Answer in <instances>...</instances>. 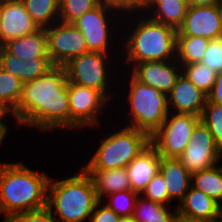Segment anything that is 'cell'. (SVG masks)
Returning <instances> with one entry per match:
<instances>
[{"mask_svg": "<svg viewBox=\"0 0 222 222\" xmlns=\"http://www.w3.org/2000/svg\"><path fill=\"white\" fill-rule=\"evenodd\" d=\"M77 175L54 180L47 188V208L56 222H85L99 202L90 175L81 168Z\"/></svg>", "mask_w": 222, "mask_h": 222, "instance_id": "3957f363", "label": "cell"}, {"mask_svg": "<svg viewBox=\"0 0 222 222\" xmlns=\"http://www.w3.org/2000/svg\"><path fill=\"white\" fill-rule=\"evenodd\" d=\"M207 100L211 103L222 105V72L216 75L215 83L207 94Z\"/></svg>", "mask_w": 222, "mask_h": 222, "instance_id": "f35d334b", "label": "cell"}, {"mask_svg": "<svg viewBox=\"0 0 222 222\" xmlns=\"http://www.w3.org/2000/svg\"><path fill=\"white\" fill-rule=\"evenodd\" d=\"M138 196L139 194L133 190L114 192L105 196V198L108 197L107 199L109 200L103 204H105L119 216L132 215Z\"/></svg>", "mask_w": 222, "mask_h": 222, "instance_id": "4dcf8cb0", "label": "cell"}, {"mask_svg": "<svg viewBox=\"0 0 222 222\" xmlns=\"http://www.w3.org/2000/svg\"><path fill=\"white\" fill-rule=\"evenodd\" d=\"M99 2L108 8L118 11V15L123 16L124 14L125 17H123V20L126 18V20H124L125 22L129 20L126 14L129 15L132 13L131 16L138 14L141 12L143 4V0H99ZM121 12L122 14H120Z\"/></svg>", "mask_w": 222, "mask_h": 222, "instance_id": "836d02e7", "label": "cell"}, {"mask_svg": "<svg viewBox=\"0 0 222 222\" xmlns=\"http://www.w3.org/2000/svg\"><path fill=\"white\" fill-rule=\"evenodd\" d=\"M38 29L21 0H10L0 6V31L5 43Z\"/></svg>", "mask_w": 222, "mask_h": 222, "instance_id": "9a60e30c", "label": "cell"}, {"mask_svg": "<svg viewBox=\"0 0 222 222\" xmlns=\"http://www.w3.org/2000/svg\"><path fill=\"white\" fill-rule=\"evenodd\" d=\"M200 121L194 114L169 112L161 127L150 136V143L161 157L177 158L192 138V130Z\"/></svg>", "mask_w": 222, "mask_h": 222, "instance_id": "ba28073f", "label": "cell"}, {"mask_svg": "<svg viewBox=\"0 0 222 222\" xmlns=\"http://www.w3.org/2000/svg\"><path fill=\"white\" fill-rule=\"evenodd\" d=\"M3 222H56L50 213V210L45 207L39 210L22 212L6 218Z\"/></svg>", "mask_w": 222, "mask_h": 222, "instance_id": "e575fe53", "label": "cell"}, {"mask_svg": "<svg viewBox=\"0 0 222 222\" xmlns=\"http://www.w3.org/2000/svg\"><path fill=\"white\" fill-rule=\"evenodd\" d=\"M5 42L3 40V37L1 35V31H0V53L5 49Z\"/></svg>", "mask_w": 222, "mask_h": 222, "instance_id": "7dc6e473", "label": "cell"}, {"mask_svg": "<svg viewBox=\"0 0 222 222\" xmlns=\"http://www.w3.org/2000/svg\"><path fill=\"white\" fill-rule=\"evenodd\" d=\"M10 0H0V6H2L3 4L7 3Z\"/></svg>", "mask_w": 222, "mask_h": 222, "instance_id": "f907efd6", "label": "cell"}, {"mask_svg": "<svg viewBox=\"0 0 222 222\" xmlns=\"http://www.w3.org/2000/svg\"><path fill=\"white\" fill-rule=\"evenodd\" d=\"M182 74L185 75L197 88L208 94L215 83L217 73L205 64L192 63L181 65Z\"/></svg>", "mask_w": 222, "mask_h": 222, "instance_id": "4316f807", "label": "cell"}, {"mask_svg": "<svg viewBox=\"0 0 222 222\" xmlns=\"http://www.w3.org/2000/svg\"><path fill=\"white\" fill-rule=\"evenodd\" d=\"M201 63L208 66L217 74L222 72V37L209 40Z\"/></svg>", "mask_w": 222, "mask_h": 222, "instance_id": "d6a6232c", "label": "cell"}, {"mask_svg": "<svg viewBox=\"0 0 222 222\" xmlns=\"http://www.w3.org/2000/svg\"><path fill=\"white\" fill-rule=\"evenodd\" d=\"M140 195L164 206H168L171 202L166 189V182L160 172L152 178Z\"/></svg>", "mask_w": 222, "mask_h": 222, "instance_id": "1f68e13d", "label": "cell"}, {"mask_svg": "<svg viewBox=\"0 0 222 222\" xmlns=\"http://www.w3.org/2000/svg\"><path fill=\"white\" fill-rule=\"evenodd\" d=\"M200 120L209 129L216 145L220 148L222 146V105L207 100Z\"/></svg>", "mask_w": 222, "mask_h": 222, "instance_id": "f546056e", "label": "cell"}, {"mask_svg": "<svg viewBox=\"0 0 222 222\" xmlns=\"http://www.w3.org/2000/svg\"><path fill=\"white\" fill-rule=\"evenodd\" d=\"M38 28L59 22V0H21Z\"/></svg>", "mask_w": 222, "mask_h": 222, "instance_id": "d4e9b609", "label": "cell"}, {"mask_svg": "<svg viewBox=\"0 0 222 222\" xmlns=\"http://www.w3.org/2000/svg\"><path fill=\"white\" fill-rule=\"evenodd\" d=\"M216 10L218 13V17H219V25H220V29H221V37H222V0H219L216 5Z\"/></svg>", "mask_w": 222, "mask_h": 222, "instance_id": "ee69618b", "label": "cell"}, {"mask_svg": "<svg viewBox=\"0 0 222 222\" xmlns=\"http://www.w3.org/2000/svg\"><path fill=\"white\" fill-rule=\"evenodd\" d=\"M45 31L48 56L54 66H64L72 58L89 52L86 39L72 23L56 22Z\"/></svg>", "mask_w": 222, "mask_h": 222, "instance_id": "8fae6325", "label": "cell"}, {"mask_svg": "<svg viewBox=\"0 0 222 222\" xmlns=\"http://www.w3.org/2000/svg\"><path fill=\"white\" fill-rule=\"evenodd\" d=\"M160 161L161 156L150 143L126 167L131 190L140 195L152 178L159 172Z\"/></svg>", "mask_w": 222, "mask_h": 222, "instance_id": "d6986e66", "label": "cell"}, {"mask_svg": "<svg viewBox=\"0 0 222 222\" xmlns=\"http://www.w3.org/2000/svg\"><path fill=\"white\" fill-rule=\"evenodd\" d=\"M215 166L192 173L191 186L222 204V167Z\"/></svg>", "mask_w": 222, "mask_h": 222, "instance_id": "cb8c5ba5", "label": "cell"}, {"mask_svg": "<svg viewBox=\"0 0 222 222\" xmlns=\"http://www.w3.org/2000/svg\"><path fill=\"white\" fill-rule=\"evenodd\" d=\"M219 0H188L189 5L193 6H215Z\"/></svg>", "mask_w": 222, "mask_h": 222, "instance_id": "b9f144b4", "label": "cell"}, {"mask_svg": "<svg viewBox=\"0 0 222 222\" xmlns=\"http://www.w3.org/2000/svg\"><path fill=\"white\" fill-rule=\"evenodd\" d=\"M23 82L0 68V100L13 111L17 108L22 96Z\"/></svg>", "mask_w": 222, "mask_h": 222, "instance_id": "83f0119b", "label": "cell"}, {"mask_svg": "<svg viewBox=\"0 0 222 222\" xmlns=\"http://www.w3.org/2000/svg\"><path fill=\"white\" fill-rule=\"evenodd\" d=\"M100 135L102 140L93 157L82 167L84 170L126 168L150 144L146 132L129 126H120L118 131Z\"/></svg>", "mask_w": 222, "mask_h": 222, "instance_id": "5b68a950", "label": "cell"}, {"mask_svg": "<svg viewBox=\"0 0 222 222\" xmlns=\"http://www.w3.org/2000/svg\"><path fill=\"white\" fill-rule=\"evenodd\" d=\"M143 16L145 17L142 13L138 14L139 20H134L137 24L126 22L133 30L130 33L126 31L128 38H124L125 41L121 44L126 48L123 49L126 55L124 66L127 64L133 68L141 62L176 59L177 30L152 20L148 15L145 18Z\"/></svg>", "mask_w": 222, "mask_h": 222, "instance_id": "277c9868", "label": "cell"}, {"mask_svg": "<svg viewBox=\"0 0 222 222\" xmlns=\"http://www.w3.org/2000/svg\"><path fill=\"white\" fill-rule=\"evenodd\" d=\"M171 208L164 206L160 211L159 215L151 217L133 218L136 222H173L178 215L177 206L173 211Z\"/></svg>", "mask_w": 222, "mask_h": 222, "instance_id": "74e56055", "label": "cell"}, {"mask_svg": "<svg viewBox=\"0 0 222 222\" xmlns=\"http://www.w3.org/2000/svg\"><path fill=\"white\" fill-rule=\"evenodd\" d=\"M5 49L11 53L26 58L49 57L47 34L44 28L10 40L5 44Z\"/></svg>", "mask_w": 222, "mask_h": 222, "instance_id": "7402d4cb", "label": "cell"}, {"mask_svg": "<svg viewBox=\"0 0 222 222\" xmlns=\"http://www.w3.org/2000/svg\"><path fill=\"white\" fill-rule=\"evenodd\" d=\"M53 67L49 57L26 58L11 54L6 49L0 53V68L13 74L23 83L45 75Z\"/></svg>", "mask_w": 222, "mask_h": 222, "instance_id": "ac0fdd59", "label": "cell"}, {"mask_svg": "<svg viewBox=\"0 0 222 222\" xmlns=\"http://www.w3.org/2000/svg\"><path fill=\"white\" fill-rule=\"evenodd\" d=\"M22 162L0 163V214L3 220L47 207L50 177Z\"/></svg>", "mask_w": 222, "mask_h": 222, "instance_id": "7a4b0ae2", "label": "cell"}, {"mask_svg": "<svg viewBox=\"0 0 222 222\" xmlns=\"http://www.w3.org/2000/svg\"><path fill=\"white\" fill-rule=\"evenodd\" d=\"M101 205V206H100ZM119 215L108 208L102 201H99L94 207L89 222H117Z\"/></svg>", "mask_w": 222, "mask_h": 222, "instance_id": "8d00e7d4", "label": "cell"}, {"mask_svg": "<svg viewBox=\"0 0 222 222\" xmlns=\"http://www.w3.org/2000/svg\"><path fill=\"white\" fill-rule=\"evenodd\" d=\"M177 159L191 174L219 163V147L201 120L193 128L191 140Z\"/></svg>", "mask_w": 222, "mask_h": 222, "instance_id": "7c38bea8", "label": "cell"}, {"mask_svg": "<svg viewBox=\"0 0 222 222\" xmlns=\"http://www.w3.org/2000/svg\"><path fill=\"white\" fill-rule=\"evenodd\" d=\"M188 7V0H161L147 15L156 22L178 30Z\"/></svg>", "mask_w": 222, "mask_h": 222, "instance_id": "603a6c76", "label": "cell"}, {"mask_svg": "<svg viewBox=\"0 0 222 222\" xmlns=\"http://www.w3.org/2000/svg\"><path fill=\"white\" fill-rule=\"evenodd\" d=\"M131 74L141 83L169 94L182 73L176 59L170 61L141 62L131 68Z\"/></svg>", "mask_w": 222, "mask_h": 222, "instance_id": "4fadbf2b", "label": "cell"}, {"mask_svg": "<svg viewBox=\"0 0 222 222\" xmlns=\"http://www.w3.org/2000/svg\"><path fill=\"white\" fill-rule=\"evenodd\" d=\"M9 128L7 126V124L5 123H0V144H2V142L5 140L4 138H6V135H8L7 133Z\"/></svg>", "mask_w": 222, "mask_h": 222, "instance_id": "7bdbcfd3", "label": "cell"}, {"mask_svg": "<svg viewBox=\"0 0 222 222\" xmlns=\"http://www.w3.org/2000/svg\"><path fill=\"white\" fill-rule=\"evenodd\" d=\"M109 55L112 54L89 51L72 58L63 66L67 74V80L71 83L96 89L108 100L112 99L113 96L109 94L108 90L112 81H109L111 79L109 77L111 76L109 75L111 73L109 64H112V57Z\"/></svg>", "mask_w": 222, "mask_h": 222, "instance_id": "52a82bcc", "label": "cell"}, {"mask_svg": "<svg viewBox=\"0 0 222 222\" xmlns=\"http://www.w3.org/2000/svg\"><path fill=\"white\" fill-rule=\"evenodd\" d=\"M177 36H199L208 40L221 37L219 17L215 6L189 5Z\"/></svg>", "mask_w": 222, "mask_h": 222, "instance_id": "5bb4252c", "label": "cell"}, {"mask_svg": "<svg viewBox=\"0 0 222 222\" xmlns=\"http://www.w3.org/2000/svg\"><path fill=\"white\" fill-rule=\"evenodd\" d=\"M70 129L95 128L100 124V113L110 101L98 90L68 81ZM106 106V107H104Z\"/></svg>", "mask_w": 222, "mask_h": 222, "instance_id": "9c48e42d", "label": "cell"}, {"mask_svg": "<svg viewBox=\"0 0 222 222\" xmlns=\"http://www.w3.org/2000/svg\"><path fill=\"white\" fill-rule=\"evenodd\" d=\"M221 158H222V146L219 148V161L221 160Z\"/></svg>", "mask_w": 222, "mask_h": 222, "instance_id": "681fc988", "label": "cell"}, {"mask_svg": "<svg viewBox=\"0 0 222 222\" xmlns=\"http://www.w3.org/2000/svg\"><path fill=\"white\" fill-rule=\"evenodd\" d=\"M85 171L92 178L99 201H104L105 196L111 193L131 190L126 168Z\"/></svg>", "mask_w": 222, "mask_h": 222, "instance_id": "44dd1931", "label": "cell"}, {"mask_svg": "<svg viewBox=\"0 0 222 222\" xmlns=\"http://www.w3.org/2000/svg\"><path fill=\"white\" fill-rule=\"evenodd\" d=\"M99 4V0H59V22L72 23Z\"/></svg>", "mask_w": 222, "mask_h": 222, "instance_id": "f1b7e54d", "label": "cell"}, {"mask_svg": "<svg viewBox=\"0 0 222 222\" xmlns=\"http://www.w3.org/2000/svg\"><path fill=\"white\" fill-rule=\"evenodd\" d=\"M176 206L179 216L197 222H217L219 218L220 204L192 186Z\"/></svg>", "mask_w": 222, "mask_h": 222, "instance_id": "e0dca14e", "label": "cell"}, {"mask_svg": "<svg viewBox=\"0 0 222 222\" xmlns=\"http://www.w3.org/2000/svg\"><path fill=\"white\" fill-rule=\"evenodd\" d=\"M7 115H10V117L12 116L15 118L13 110L7 104H5L2 100H0V123H4V121L7 120L8 118Z\"/></svg>", "mask_w": 222, "mask_h": 222, "instance_id": "ab89813d", "label": "cell"}, {"mask_svg": "<svg viewBox=\"0 0 222 222\" xmlns=\"http://www.w3.org/2000/svg\"><path fill=\"white\" fill-rule=\"evenodd\" d=\"M161 0H143L142 9L141 12L144 15H147V13L150 11L159 3ZM145 11V12H144Z\"/></svg>", "mask_w": 222, "mask_h": 222, "instance_id": "60d3db41", "label": "cell"}, {"mask_svg": "<svg viewBox=\"0 0 222 222\" xmlns=\"http://www.w3.org/2000/svg\"><path fill=\"white\" fill-rule=\"evenodd\" d=\"M18 126L51 132L70 129V103L67 74L54 66L45 75L24 82L22 96L13 111Z\"/></svg>", "mask_w": 222, "mask_h": 222, "instance_id": "6da1fadb", "label": "cell"}, {"mask_svg": "<svg viewBox=\"0 0 222 222\" xmlns=\"http://www.w3.org/2000/svg\"><path fill=\"white\" fill-rule=\"evenodd\" d=\"M117 12L111 8L99 4L92 10L85 12L82 16L77 18L72 24L78 28L86 39L87 48L92 52L110 53V47H112L113 38L111 34H114L110 27H113L111 16ZM109 15V18H108ZM112 39V40H111Z\"/></svg>", "mask_w": 222, "mask_h": 222, "instance_id": "30bf717a", "label": "cell"}, {"mask_svg": "<svg viewBox=\"0 0 222 222\" xmlns=\"http://www.w3.org/2000/svg\"><path fill=\"white\" fill-rule=\"evenodd\" d=\"M128 76H130L128 78ZM128 78L127 107L131 116L125 126L136 128L152 136L165 121L168 113L167 94L138 81L131 73Z\"/></svg>", "mask_w": 222, "mask_h": 222, "instance_id": "8992f818", "label": "cell"}, {"mask_svg": "<svg viewBox=\"0 0 222 222\" xmlns=\"http://www.w3.org/2000/svg\"><path fill=\"white\" fill-rule=\"evenodd\" d=\"M167 99L169 112L201 116L207 94L181 73Z\"/></svg>", "mask_w": 222, "mask_h": 222, "instance_id": "2e32d148", "label": "cell"}, {"mask_svg": "<svg viewBox=\"0 0 222 222\" xmlns=\"http://www.w3.org/2000/svg\"><path fill=\"white\" fill-rule=\"evenodd\" d=\"M159 172L164 177L169 200L180 202L191 187L192 174L177 158L161 157Z\"/></svg>", "mask_w": 222, "mask_h": 222, "instance_id": "ffe728a7", "label": "cell"}, {"mask_svg": "<svg viewBox=\"0 0 222 222\" xmlns=\"http://www.w3.org/2000/svg\"><path fill=\"white\" fill-rule=\"evenodd\" d=\"M209 40L199 36H176V60L180 65L199 63Z\"/></svg>", "mask_w": 222, "mask_h": 222, "instance_id": "484cf974", "label": "cell"}, {"mask_svg": "<svg viewBox=\"0 0 222 222\" xmlns=\"http://www.w3.org/2000/svg\"><path fill=\"white\" fill-rule=\"evenodd\" d=\"M163 207L164 205L157 202H153L139 195L136 199L135 208L132 216L133 218H141L159 215V211Z\"/></svg>", "mask_w": 222, "mask_h": 222, "instance_id": "d590c367", "label": "cell"}, {"mask_svg": "<svg viewBox=\"0 0 222 222\" xmlns=\"http://www.w3.org/2000/svg\"><path fill=\"white\" fill-rule=\"evenodd\" d=\"M173 222H197V221L187 219V218H184V217H181V216L177 215Z\"/></svg>", "mask_w": 222, "mask_h": 222, "instance_id": "bcb514c9", "label": "cell"}, {"mask_svg": "<svg viewBox=\"0 0 222 222\" xmlns=\"http://www.w3.org/2000/svg\"><path fill=\"white\" fill-rule=\"evenodd\" d=\"M217 222H222V204L220 205V208H219V218Z\"/></svg>", "mask_w": 222, "mask_h": 222, "instance_id": "c3c4849f", "label": "cell"}, {"mask_svg": "<svg viewBox=\"0 0 222 222\" xmlns=\"http://www.w3.org/2000/svg\"><path fill=\"white\" fill-rule=\"evenodd\" d=\"M117 222H136L132 215L119 216Z\"/></svg>", "mask_w": 222, "mask_h": 222, "instance_id": "f6af8a7d", "label": "cell"}]
</instances>
